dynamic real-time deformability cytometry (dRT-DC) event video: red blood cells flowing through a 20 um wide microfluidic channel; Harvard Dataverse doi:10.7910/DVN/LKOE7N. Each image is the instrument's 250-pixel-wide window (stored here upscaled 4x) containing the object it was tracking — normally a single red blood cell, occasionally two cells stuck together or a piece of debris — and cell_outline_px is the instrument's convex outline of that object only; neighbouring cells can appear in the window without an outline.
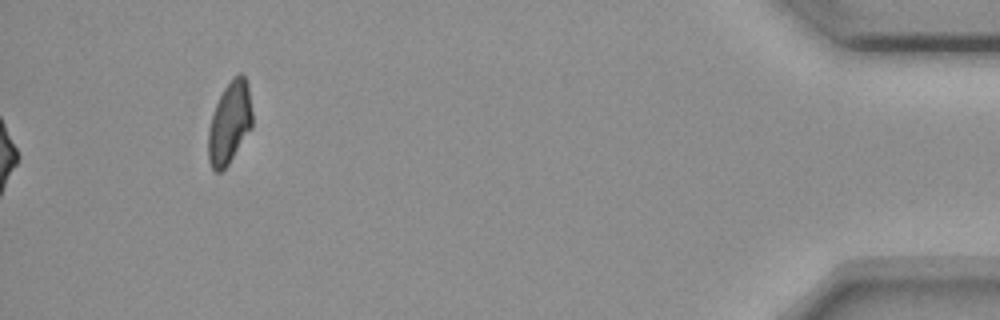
{"species": "common noctule bat (a hibernating species)", "species_latin": "Nyctalus noctula", "temperature_condition": "room temperature", "stored_images_in_passage": 16, "segment_of_instrument_passage": [1, 2], "camera_frame_rate_fps": 3000, "um_per_image_px": 0.085, "animal": {"sex": "female", "body_mass_g": 18.4}, "frame": {"image": 1, "passage_image": 14, "time_ms": 18.0, "image_size_px": [1000, 320], "cell_outline_px": [[252, 128], [228, 164], [220, 172], [216, 172], [212, 168], [208, 160], [208, 132], [212, 116], [216, 104], [224, 88], [232, 76], [240, 72], [244, 76], [248, 84], [252, 112]], "centroid_in_image_um": [19.52, 10.42], "position_along_channel_um": 415.7, "area_um2": 21.04}}